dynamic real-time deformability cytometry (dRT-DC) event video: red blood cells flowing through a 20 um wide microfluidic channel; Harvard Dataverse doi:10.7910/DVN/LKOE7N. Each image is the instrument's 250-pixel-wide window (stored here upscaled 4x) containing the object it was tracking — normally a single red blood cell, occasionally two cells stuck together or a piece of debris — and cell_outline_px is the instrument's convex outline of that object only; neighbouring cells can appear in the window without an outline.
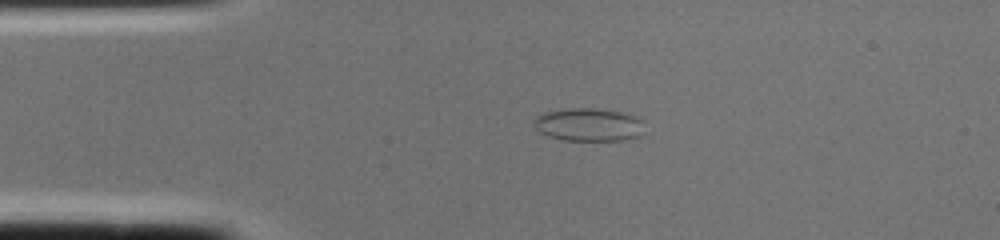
{"species": "common noctule bat (a hibernating species)", "species_latin": "Nyctalus noctula", "temperature_condition": "cold", "stored_images_in_passage": 2, "camera_frame_rate_fps": 3000, "um_per_image_px": 0.085, "animal": {"sex": "female", "body_mass_g": 22.0, "forearm_length_mm": 56.7}, "frame": {"image": 1, "passage_image": 2, "time_ms": 0.333, "image_size_px": [1000, 240], "cell_outline_px": [[644, 120], [640, 136], [624, 140], [564, 140], [548, 136], [540, 132], [536, 128], [536, 116], [544, 112], [564, 108], [596, 108], [624, 112]], "centroid_in_image_um": [50.06, 10.58], "position_along_channel_um": 34.9, "area_um2": 21.33}}